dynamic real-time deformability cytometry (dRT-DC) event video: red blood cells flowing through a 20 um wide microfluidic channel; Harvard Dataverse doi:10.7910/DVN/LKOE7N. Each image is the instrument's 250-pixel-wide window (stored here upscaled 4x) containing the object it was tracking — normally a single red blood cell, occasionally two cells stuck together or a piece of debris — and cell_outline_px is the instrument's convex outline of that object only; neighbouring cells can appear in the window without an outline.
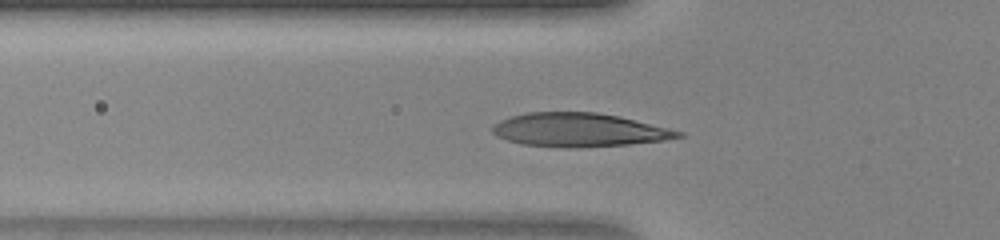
{"species": "human", "species_latin": "Homo sapiens", "temperature_condition": "warm", "stored_images_in_passage": 41, "camera_frame_rate_fps": 3000, "um_per_image_px": 0.085, "donor": {"sex": "female"}, "frame": {"image": 1, "passage_image": 13, "time_ms": 4.0, "image_size_px": [1000, 240], "cell_outline_px": [[684, 136], [664, 140], [628, 144], [568, 148], [560, 148], [520, 144], [496, 136], [492, 132], [492, 124], [500, 120], [512, 116], [528, 112], [596, 112], [620, 116], [684, 132]], "centroid_in_image_um": [49.18, 11.04], "position_along_channel_um": 76.6, "area_um2": 36.47}}
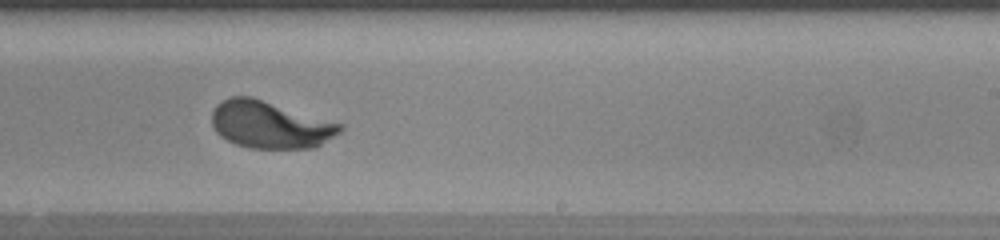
{"frame": {"image": 2, "passage_image": 26, "time_ms": 8.333, "image_size_px": [1000, 240], "cell_outline_px": [[344, 128], [340, 132], [316, 148], [248, 148], [236, 144], [220, 136], [216, 132], [212, 124], [212, 112], [216, 104], [220, 100], [232, 96], [252, 96], [344, 124]], "centroid_in_image_um": [22.96, 10.59], "position_along_channel_um": 266.0, "area_um2": 35.6}}
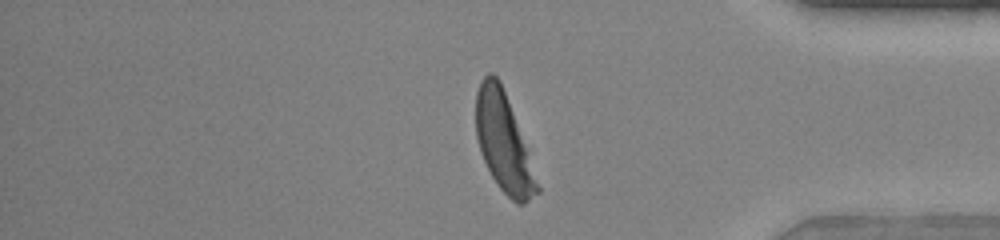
{"frame": {"image": 3, "passage_image": 36, "time_ms": 11.667, "image_size_px": [1000, 240], "cell_outline_px": [[540, 192], [524, 204], [516, 204], [500, 188], [492, 176], [480, 152], [476, 136], [476, 92], [480, 80], [488, 72], [492, 72], [500, 80], [512, 112], [540, 188]], "centroid_in_image_um": [42.76, 12.1], "position_along_channel_um": 392.4, "area_um2": 34.22}}